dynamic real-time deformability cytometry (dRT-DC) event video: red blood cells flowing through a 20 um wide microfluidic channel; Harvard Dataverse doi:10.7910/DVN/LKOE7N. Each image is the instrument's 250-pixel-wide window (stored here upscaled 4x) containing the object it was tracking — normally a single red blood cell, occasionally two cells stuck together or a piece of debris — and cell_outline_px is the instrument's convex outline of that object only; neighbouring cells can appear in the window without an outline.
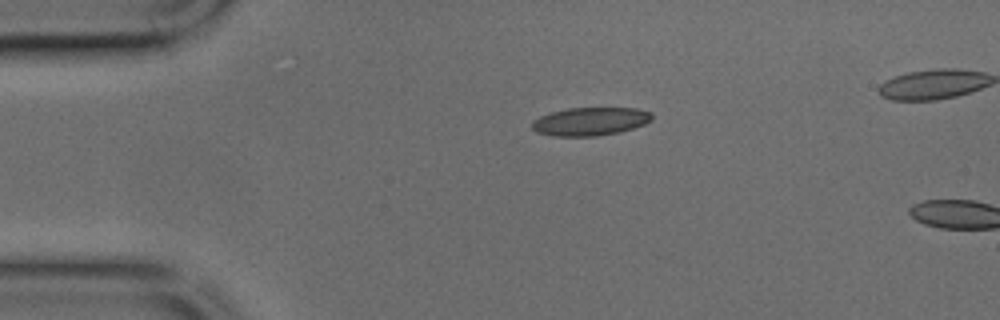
{"species": "common noctule bat (a hibernating species)", "species_latin": "Nyctalus noctula", "temperature_condition": "cold", "stored_images_in_passage": 3, "camera_frame_rate_fps": 3000, "um_per_image_px": 0.085, "animal": {"sex": "male", "body_mass_g": 17.9, "forearm_length_mm": 54.2}, "frame": {"image": 1, "passage_image": 1, "time_ms": 0.0, "image_size_px": [1000, 320], "cell_outline_px": [[652, 120], [644, 124], [632, 128], [616, 132], [596, 136], [552, 136], [536, 132], [532, 128], [532, 120], [540, 116], [552, 112], [568, 108], [636, 108], [652, 112]], "centroid_in_image_um": [50.15, 10.32], "position_along_channel_um": 34.9, "area_um2": 19.65}}